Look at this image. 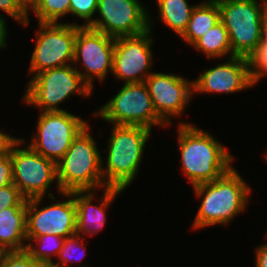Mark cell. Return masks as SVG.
Wrapping results in <instances>:
<instances>
[{
	"label": "cell",
	"instance_id": "6da1fadb",
	"mask_svg": "<svg viewBox=\"0 0 267 267\" xmlns=\"http://www.w3.org/2000/svg\"><path fill=\"white\" fill-rule=\"evenodd\" d=\"M177 137L182 171L192 186L214 181L232 167V154L207 132L182 121Z\"/></svg>",
	"mask_w": 267,
	"mask_h": 267
},
{
	"label": "cell",
	"instance_id": "7a4b0ae2",
	"mask_svg": "<svg viewBox=\"0 0 267 267\" xmlns=\"http://www.w3.org/2000/svg\"><path fill=\"white\" fill-rule=\"evenodd\" d=\"M193 188L196 196H203L192 225L194 229L229 224L234 216L245 210L251 192L234 167L214 181Z\"/></svg>",
	"mask_w": 267,
	"mask_h": 267
},
{
	"label": "cell",
	"instance_id": "3957f363",
	"mask_svg": "<svg viewBox=\"0 0 267 267\" xmlns=\"http://www.w3.org/2000/svg\"><path fill=\"white\" fill-rule=\"evenodd\" d=\"M108 142V157L102 176L104 188L126 189L137 176L151 129L138 125H113ZM107 180H106V179Z\"/></svg>",
	"mask_w": 267,
	"mask_h": 267
},
{
	"label": "cell",
	"instance_id": "277c9868",
	"mask_svg": "<svg viewBox=\"0 0 267 267\" xmlns=\"http://www.w3.org/2000/svg\"><path fill=\"white\" fill-rule=\"evenodd\" d=\"M102 161L87 125L56 163L58 192L95 191L103 187Z\"/></svg>",
	"mask_w": 267,
	"mask_h": 267
},
{
	"label": "cell",
	"instance_id": "5b68a950",
	"mask_svg": "<svg viewBox=\"0 0 267 267\" xmlns=\"http://www.w3.org/2000/svg\"><path fill=\"white\" fill-rule=\"evenodd\" d=\"M71 65L35 74L27 84L23 101L40 107L42 112H52L65 111L58 108V104L75 93L84 97L90 96L91 87L83 80L76 67Z\"/></svg>",
	"mask_w": 267,
	"mask_h": 267
},
{
	"label": "cell",
	"instance_id": "8992f818",
	"mask_svg": "<svg viewBox=\"0 0 267 267\" xmlns=\"http://www.w3.org/2000/svg\"><path fill=\"white\" fill-rule=\"evenodd\" d=\"M234 56L247 58L261 40V18L267 4L258 0H216Z\"/></svg>",
	"mask_w": 267,
	"mask_h": 267
},
{
	"label": "cell",
	"instance_id": "52a82bcc",
	"mask_svg": "<svg viewBox=\"0 0 267 267\" xmlns=\"http://www.w3.org/2000/svg\"><path fill=\"white\" fill-rule=\"evenodd\" d=\"M113 125H138L152 130L165 126L158 117L145 82L124 84L121 90L94 113Z\"/></svg>",
	"mask_w": 267,
	"mask_h": 267
},
{
	"label": "cell",
	"instance_id": "ba28073f",
	"mask_svg": "<svg viewBox=\"0 0 267 267\" xmlns=\"http://www.w3.org/2000/svg\"><path fill=\"white\" fill-rule=\"evenodd\" d=\"M23 142V139L14 137L10 140L13 184L26 199L44 197L54 180L57 182L56 163L29 146L18 148Z\"/></svg>",
	"mask_w": 267,
	"mask_h": 267
},
{
	"label": "cell",
	"instance_id": "9c48e42d",
	"mask_svg": "<svg viewBox=\"0 0 267 267\" xmlns=\"http://www.w3.org/2000/svg\"><path fill=\"white\" fill-rule=\"evenodd\" d=\"M87 125L88 122L67 111L41 112L37 132L28 146L57 163Z\"/></svg>",
	"mask_w": 267,
	"mask_h": 267
},
{
	"label": "cell",
	"instance_id": "30bf717a",
	"mask_svg": "<svg viewBox=\"0 0 267 267\" xmlns=\"http://www.w3.org/2000/svg\"><path fill=\"white\" fill-rule=\"evenodd\" d=\"M38 23V36L31 56L29 73L38 74L73 63L77 25H81L61 22Z\"/></svg>",
	"mask_w": 267,
	"mask_h": 267
},
{
	"label": "cell",
	"instance_id": "8fae6325",
	"mask_svg": "<svg viewBox=\"0 0 267 267\" xmlns=\"http://www.w3.org/2000/svg\"><path fill=\"white\" fill-rule=\"evenodd\" d=\"M61 195L69 196L68 200L53 203L41 209L38 208V205L44 197L27 199V241L40 235H57L68 238L76 234V203L73 191L61 192Z\"/></svg>",
	"mask_w": 267,
	"mask_h": 267
},
{
	"label": "cell",
	"instance_id": "7c38bea8",
	"mask_svg": "<svg viewBox=\"0 0 267 267\" xmlns=\"http://www.w3.org/2000/svg\"><path fill=\"white\" fill-rule=\"evenodd\" d=\"M138 0H98L99 19L89 28L118 38L137 36L149 30V14Z\"/></svg>",
	"mask_w": 267,
	"mask_h": 267
},
{
	"label": "cell",
	"instance_id": "4fadbf2b",
	"mask_svg": "<svg viewBox=\"0 0 267 267\" xmlns=\"http://www.w3.org/2000/svg\"><path fill=\"white\" fill-rule=\"evenodd\" d=\"M115 39L89 27L77 25L73 63L82 61L85 72L81 73L77 67L76 70L91 89L94 77L103 81L109 71L112 72Z\"/></svg>",
	"mask_w": 267,
	"mask_h": 267
},
{
	"label": "cell",
	"instance_id": "5bb4252c",
	"mask_svg": "<svg viewBox=\"0 0 267 267\" xmlns=\"http://www.w3.org/2000/svg\"><path fill=\"white\" fill-rule=\"evenodd\" d=\"M151 19L149 30L137 36L115 39L112 73L125 84L142 83L153 72L151 69L153 39L151 38Z\"/></svg>",
	"mask_w": 267,
	"mask_h": 267
},
{
	"label": "cell",
	"instance_id": "9a60e30c",
	"mask_svg": "<svg viewBox=\"0 0 267 267\" xmlns=\"http://www.w3.org/2000/svg\"><path fill=\"white\" fill-rule=\"evenodd\" d=\"M158 117L169 125L171 116L183 115L193 95V81L175 74L151 73L144 81Z\"/></svg>",
	"mask_w": 267,
	"mask_h": 267
},
{
	"label": "cell",
	"instance_id": "2e32d148",
	"mask_svg": "<svg viewBox=\"0 0 267 267\" xmlns=\"http://www.w3.org/2000/svg\"><path fill=\"white\" fill-rule=\"evenodd\" d=\"M245 57L234 56L202 73L193 81V93H234L252 87Z\"/></svg>",
	"mask_w": 267,
	"mask_h": 267
},
{
	"label": "cell",
	"instance_id": "e0dca14e",
	"mask_svg": "<svg viewBox=\"0 0 267 267\" xmlns=\"http://www.w3.org/2000/svg\"><path fill=\"white\" fill-rule=\"evenodd\" d=\"M124 190L105 187L101 204L92 205L95 192L93 190L73 191V198L76 203V234L82 236L96 234L102 230L106 223V209L113 202L115 197ZM94 192V193H93Z\"/></svg>",
	"mask_w": 267,
	"mask_h": 267
},
{
	"label": "cell",
	"instance_id": "ac0fdd59",
	"mask_svg": "<svg viewBox=\"0 0 267 267\" xmlns=\"http://www.w3.org/2000/svg\"><path fill=\"white\" fill-rule=\"evenodd\" d=\"M26 211L27 206H11L0 211V249L3 252L26 249Z\"/></svg>",
	"mask_w": 267,
	"mask_h": 267
},
{
	"label": "cell",
	"instance_id": "d6986e66",
	"mask_svg": "<svg viewBox=\"0 0 267 267\" xmlns=\"http://www.w3.org/2000/svg\"><path fill=\"white\" fill-rule=\"evenodd\" d=\"M219 22L220 10L217 1H204L193 9L188 26L180 37L189 45H193Z\"/></svg>",
	"mask_w": 267,
	"mask_h": 267
},
{
	"label": "cell",
	"instance_id": "ffe728a7",
	"mask_svg": "<svg viewBox=\"0 0 267 267\" xmlns=\"http://www.w3.org/2000/svg\"><path fill=\"white\" fill-rule=\"evenodd\" d=\"M161 20L173 32L181 36L188 26L195 5L187 0H157Z\"/></svg>",
	"mask_w": 267,
	"mask_h": 267
},
{
	"label": "cell",
	"instance_id": "44dd1931",
	"mask_svg": "<svg viewBox=\"0 0 267 267\" xmlns=\"http://www.w3.org/2000/svg\"><path fill=\"white\" fill-rule=\"evenodd\" d=\"M203 52L207 58L234 57L225 25L220 21L192 45Z\"/></svg>",
	"mask_w": 267,
	"mask_h": 267
},
{
	"label": "cell",
	"instance_id": "7402d4cb",
	"mask_svg": "<svg viewBox=\"0 0 267 267\" xmlns=\"http://www.w3.org/2000/svg\"><path fill=\"white\" fill-rule=\"evenodd\" d=\"M28 8L40 23H58L59 18L70 13V0H29Z\"/></svg>",
	"mask_w": 267,
	"mask_h": 267
},
{
	"label": "cell",
	"instance_id": "603a6c76",
	"mask_svg": "<svg viewBox=\"0 0 267 267\" xmlns=\"http://www.w3.org/2000/svg\"><path fill=\"white\" fill-rule=\"evenodd\" d=\"M64 239L57 235H40L30 239L29 243H26L25 251L37 262L51 263L52 255L58 257L60 249L63 246ZM32 240H35L37 247H33ZM38 248V249H37Z\"/></svg>",
	"mask_w": 267,
	"mask_h": 267
},
{
	"label": "cell",
	"instance_id": "cb8c5ba5",
	"mask_svg": "<svg viewBox=\"0 0 267 267\" xmlns=\"http://www.w3.org/2000/svg\"><path fill=\"white\" fill-rule=\"evenodd\" d=\"M84 238H85L84 236L82 237V236H79L77 234H75L74 236L65 238L63 246L60 249V252L58 254L57 263L54 262V264L57 267H68L69 266L68 263L70 261L72 262V264H73V262L79 263L80 260L85 255L86 247L84 246V243H83ZM82 249H84V250H82ZM78 251L79 252L81 251L80 254L82 253L81 255H79L80 258L74 257V259H73V254L76 256L77 255L76 252H78Z\"/></svg>",
	"mask_w": 267,
	"mask_h": 267
},
{
	"label": "cell",
	"instance_id": "d4e9b609",
	"mask_svg": "<svg viewBox=\"0 0 267 267\" xmlns=\"http://www.w3.org/2000/svg\"><path fill=\"white\" fill-rule=\"evenodd\" d=\"M246 59L252 84L255 85L264 75L267 76V46L258 45Z\"/></svg>",
	"mask_w": 267,
	"mask_h": 267
},
{
	"label": "cell",
	"instance_id": "484cf974",
	"mask_svg": "<svg viewBox=\"0 0 267 267\" xmlns=\"http://www.w3.org/2000/svg\"><path fill=\"white\" fill-rule=\"evenodd\" d=\"M0 10L4 11L22 25L27 26L29 24L28 18V2L26 0H0ZM1 13V12H0ZM3 14H0V18Z\"/></svg>",
	"mask_w": 267,
	"mask_h": 267
},
{
	"label": "cell",
	"instance_id": "4316f807",
	"mask_svg": "<svg viewBox=\"0 0 267 267\" xmlns=\"http://www.w3.org/2000/svg\"><path fill=\"white\" fill-rule=\"evenodd\" d=\"M98 0H70V13L86 23L81 27H89L93 23V15L97 12Z\"/></svg>",
	"mask_w": 267,
	"mask_h": 267
},
{
	"label": "cell",
	"instance_id": "83f0119b",
	"mask_svg": "<svg viewBox=\"0 0 267 267\" xmlns=\"http://www.w3.org/2000/svg\"><path fill=\"white\" fill-rule=\"evenodd\" d=\"M37 263L25 250L3 252L0 258V267H35Z\"/></svg>",
	"mask_w": 267,
	"mask_h": 267
},
{
	"label": "cell",
	"instance_id": "f1b7e54d",
	"mask_svg": "<svg viewBox=\"0 0 267 267\" xmlns=\"http://www.w3.org/2000/svg\"><path fill=\"white\" fill-rule=\"evenodd\" d=\"M11 206H27V199L14 184L0 188V211Z\"/></svg>",
	"mask_w": 267,
	"mask_h": 267
},
{
	"label": "cell",
	"instance_id": "f546056e",
	"mask_svg": "<svg viewBox=\"0 0 267 267\" xmlns=\"http://www.w3.org/2000/svg\"><path fill=\"white\" fill-rule=\"evenodd\" d=\"M13 184L12 159L10 157V141L0 151V188Z\"/></svg>",
	"mask_w": 267,
	"mask_h": 267
},
{
	"label": "cell",
	"instance_id": "4dcf8cb0",
	"mask_svg": "<svg viewBox=\"0 0 267 267\" xmlns=\"http://www.w3.org/2000/svg\"><path fill=\"white\" fill-rule=\"evenodd\" d=\"M255 252L256 267H267V243L258 246Z\"/></svg>",
	"mask_w": 267,
	"mask_h": 267
},
{
	"label": "cell",
	"instance_id": "1f68e13d",
	"mask_svg": "<svg viewBox=\"0 0 267 267\" xmlns=\"http://www.w3.org/2000/svg\"><path fill=\"white\" fill-rule=\"evenodd\" d=\"M260 46H267V6L265 7L261 18V40Z\"/></svg>",
	"mask_w": 267,
	"mask_h": 267
},
{
	"label": "cell",
	"instance_id": "d6a6232c",
	"mask_svg": "<svg viewBox=\"0 0 267 267\" xmlns=\"http://www.w3.org/2000/svg\"><path fill=\"white\" fill-rule=\"evenodd\" d=\"M6 19L0 18V49L6 48Z\"/></svg>",
	"mask_w": 267,
	"mask_h": 267
},
{
	"label": "cell",
	"instance_id": "836d02e7",
	"mask_svg": "<svg viewBox=\"0 0 267 267\" xmlns=\"http://www.w3.org/2000/svg\"><path fill=\"white\" fill-rule=\"evenodd\" d=\"M13 137L10 136V134H6L5 132L3 133L0 131V151L3 150L8 142L12 139Z\"/></svg>",
	"mask_w": 267,
	"mask_h": 267
},
{
	"label": "cell",
	"instance_id": "e575fe53",
	"mask_svg": "<svg viewBox=\"0 0 267 267\" xmlns=\"http://www.w3.org/2000/svg\"><path fill=\"white\" fill-rule=\"evenodd\" d=\"M35 267H57L54 262L47 263V262H38ZM82 267H87L86 265Z\"/></svg>",
	"mask_w": 267,
	"mask_h": 267
},
{
	"label": "cell",
	"instance_id": "d590c367",
	"mask_svg": "<svg viewBox=\"0 0 267 267\" xmlns=\"http://www.w3.org/2000/svg\"><path fill=\"white\" fill-rule=\"evenodd\" d=\"M2 254H3V251L0 249V258H1V256H2Z\"/></svg>",
	"mask_w": 267,
	"mask_h": 267
},
{
	"label": "cell",
	"instance_id": "8d00e7d4",
	"mask_svg": "<svg viewBox=\"0 0 267 267\" xmlns=\"http://www.w3.org/2000/svg\"><path fill=\"white\" fill-rule=\"evenodd\" d=\"M261 1H262V0H261ZM262 2L265 3V4H267V0H263Z\"/></svg>",
	"mask_w": 267,
	"mask_h": 267
}]
</instances>
